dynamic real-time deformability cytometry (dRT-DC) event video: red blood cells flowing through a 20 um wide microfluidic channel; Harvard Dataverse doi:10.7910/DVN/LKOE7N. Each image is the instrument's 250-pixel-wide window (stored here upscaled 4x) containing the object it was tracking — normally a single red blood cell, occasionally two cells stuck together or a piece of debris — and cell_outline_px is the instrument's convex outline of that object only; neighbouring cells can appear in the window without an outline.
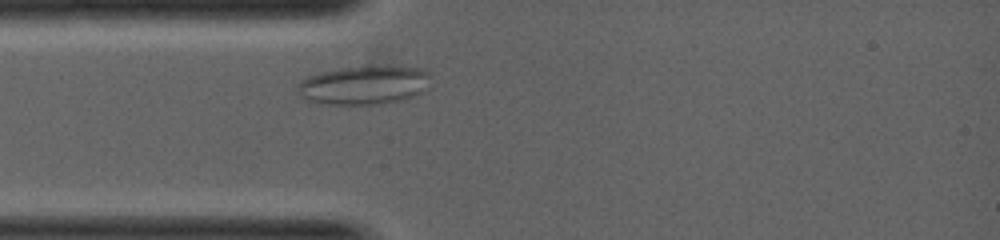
{"species": "common noctule bat (a hibernating species)", "species_latin": "Nyctalus noctula", "temperature_condition": "warm", "stored_images_in_passage": 18, "camera_frame_rate_fps": 5000, "um_per_image_px": 0.085, "animal": {"sex": "female", "body_mass_g": 19.0, "forearm_length_mm": 53.3}, "frame": {"image": 1, "passage_image": 6, "time_ms": 0.6, "image_size_px": [1000, 240], "cell_outline_px": [[428, 76], [424, 92], [404, 100], [380, 104], [316, 104], [300, 96], [296, 92], [296, 84], [300, 80], [308, 76], [320, 72], [340, 68], [372, 64], [384, 64], [424, 68], [428, 72]], "centroid_in_image_um": [30.91, 7.21], "position_along_channel_um": 54.1, "area_um2": 31.04}}
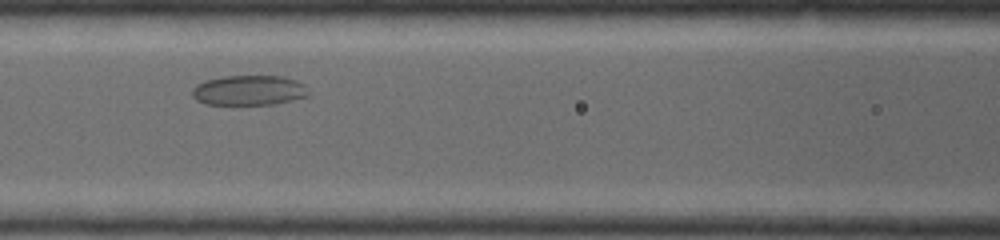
{"frame": {"image": 2, "passage_image": 14, "time_ms": 1.8, "image_size_px": [1000, 240], "cell_outline_px": [[312, 92], [308, 96], [276, 104], [204, 104], [196, 100], [192, 96], [192, 88], [196, 84], [204, 80], [224, 76], [284, 76], [296, 80], [304, 84]], "centroid_in_image_um": [21.18, 7.67], "position_along_channel_um": 145.4, "area_um2": 20.63}}
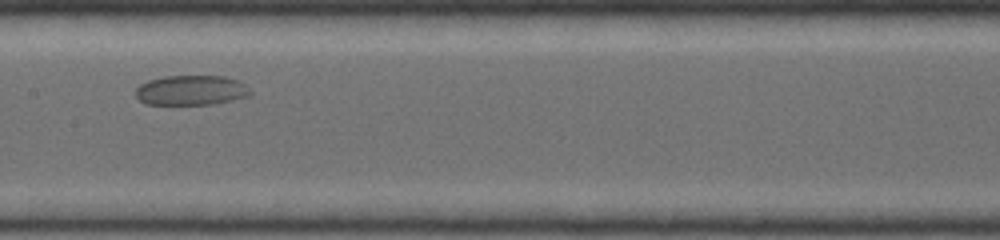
{"frame": {"image": 3, "passage_image": 17, "time_ms": 2.4, "image_size_px": [1000, 240], "cell_outline_px": [[252, 92], [248, 96], [232, 100], [212, 104], [144, 104], [136, 96], [136, 88], [140, 84], [148, 80], [164, 76], [224, 76], [240, 80]], "centroid_in_image_um": [16.25, 7.66], "position_along_channel_um": 191.2, "area_um2": 20.0}}